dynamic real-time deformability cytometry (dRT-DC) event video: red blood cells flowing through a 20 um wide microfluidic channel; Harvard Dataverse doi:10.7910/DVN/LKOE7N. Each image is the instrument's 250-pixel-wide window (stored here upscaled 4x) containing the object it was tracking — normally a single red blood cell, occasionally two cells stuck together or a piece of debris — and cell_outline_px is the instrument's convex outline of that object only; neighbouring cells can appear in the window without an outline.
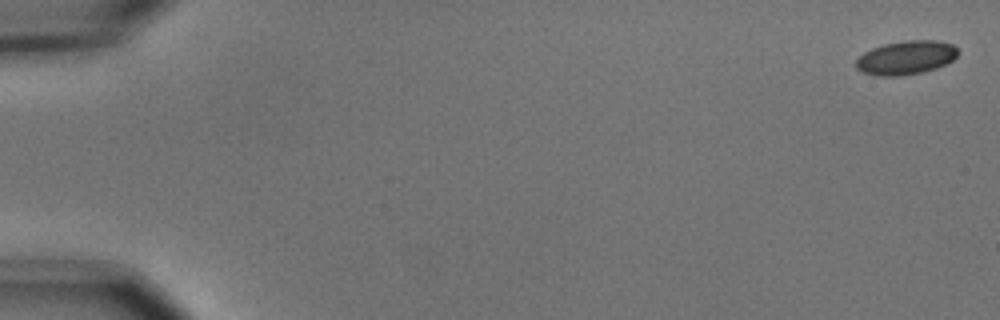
{"species": "common noctule bat (a hibernating species)", "species_latin": "Nyctalus noctula", "temperature_condition": "cold", "stored_images_in_passage": 6, "camera_frame_rate_fps": 3000, "um_per_image_px": 0.085, "animal": {"sex": "male", "body_mass_g": 15.6}, "frame": {"image": 1, "passage_image": 1, "time_ms": 0.0, "image_size_px": [1000, 320], "cell_outline_px": [[960, 52], [952, 60], [936, 68], [920, 72], [900, 76], [876, 76], [864, 72], [856, 68], [856, 60], [864, 52], [872, 48], [884, 44], [904, 40], [936, 40], [952, 44]], "centroid_in_image_um": [77.0, 4.89], "position_along_channel_um": 8.0, "area_um2": 20.0}}
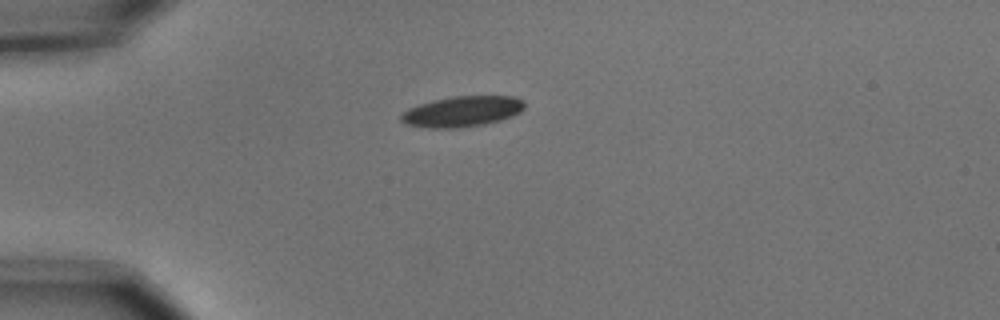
{"frame": {"image": 2, "passage_image": 5, "time_ms": 1.333, "image_size_px": [1000, 320], "cell_outline_px": [[524, 108], [520, 112], [512, 116], [500, 120], [484, 124], [456, 128], [424, 128], [404, 124], [400, 120], [400, 116], [408, 108], [432, 100], [452, 96], [516, 96], [524, 100]], "centroid_in_image_um": [39.27, 9.47], "position_along_channel_um": 45.7, "area_um2": 22.2}}